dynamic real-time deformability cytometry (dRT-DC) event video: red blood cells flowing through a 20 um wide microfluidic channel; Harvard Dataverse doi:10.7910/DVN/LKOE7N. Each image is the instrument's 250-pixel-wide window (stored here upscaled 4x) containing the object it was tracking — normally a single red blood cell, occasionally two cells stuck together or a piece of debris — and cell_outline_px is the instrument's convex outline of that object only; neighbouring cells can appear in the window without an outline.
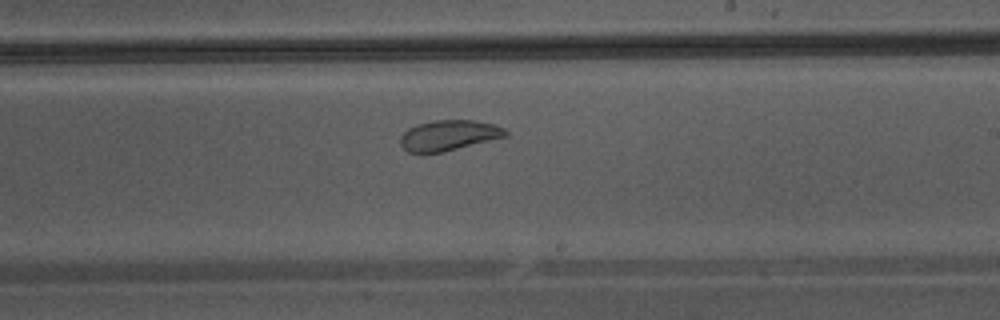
{"species": "Egyptian fruit bat (a non-hibernating species)", "species_latin": "Rousettus aegyptiacus", "temperature_condition": "warm", "stored_images_in_passage": 33, "camera_frame_rate_fps": 3000, "um_per_image_px": 0.085, "animal": {"sex": "male"}, "frame": {"image": 1, "passage_image": 19, "time_ms": 6.0, "image_size_px": [1000, 320], "cell_outline_px": [[508, 136], [444, 152], [408, 152], [400, 144], [400, 136], [408, 128], [416, 124], [436, 120], [472, 120], [492, 124], [504, 128], [508, 132]], "centroid_in_image_um": [38.14, 11.5], "position_along_channel_um": 250.9, "area_um2": 18.61}}